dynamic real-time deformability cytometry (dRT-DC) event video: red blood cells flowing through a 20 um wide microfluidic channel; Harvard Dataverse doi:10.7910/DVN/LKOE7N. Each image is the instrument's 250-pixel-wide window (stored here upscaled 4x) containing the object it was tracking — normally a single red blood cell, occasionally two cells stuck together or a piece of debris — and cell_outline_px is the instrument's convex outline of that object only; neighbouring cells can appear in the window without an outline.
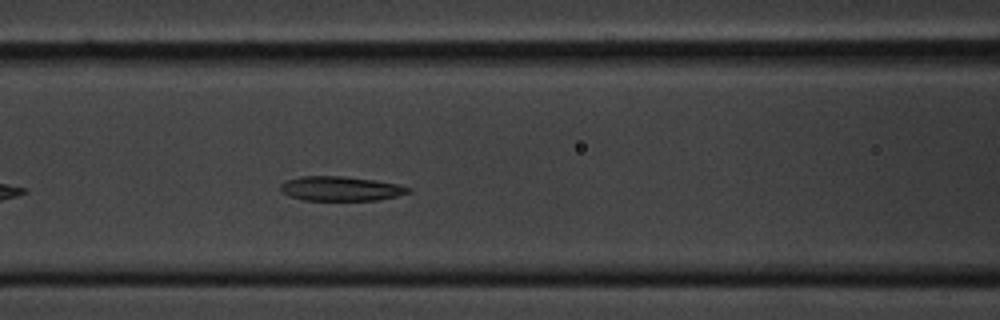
{"species": "common noctule bat (a hibernating species)", "species_latin": "Nyctalus noctula", "temperature_condition": "cold", "stored_images_in_passage": 35, "camera_frame_rate_fps": 3000, "um_per_image_px": 0.085, "animal": {"sex": "male", "body_mass_g": 20.1, "forearm_length_mm": 53.5}, "frame": {"image": 1, "passage_image": 12, "time_ms": 3.667, "image_size_px": [1000, 320], "cell_outline_px": [[412, 188], [408, 192], [396, 196], [380, 200], [304, 200], [288, 196], [280, 192], [280, 184], [284, 180], [300, 176], [344, 176], [400, 184]], "centroid_in_image_um": [28.9, 16.03], "position_along_channel_um": 137.7, "area_um2": 18.38}}
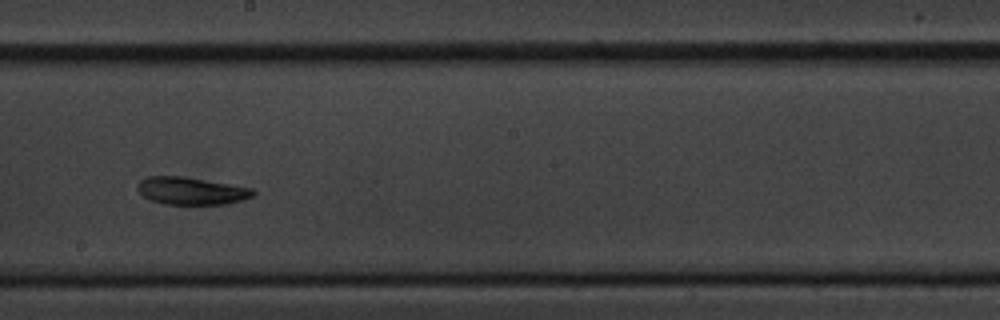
{"frame": {"image": 2, "passage_image": 20, "time_ms": 6.333, "image_size_px": [1000, 320], "cell_outline_px": [[256, 192], [252, 196], [244, 200], [228, 204], [164, 204], [152, 200], [144, 196], [136, 188], [136, 184], [140, 180], [148, 176], [180, 176], [232, 184], [252, 188]], "centroid_in_image_um": [16.27, 16.22], "position_along_channel_um": 231.9, "area_um2": 18.55}}
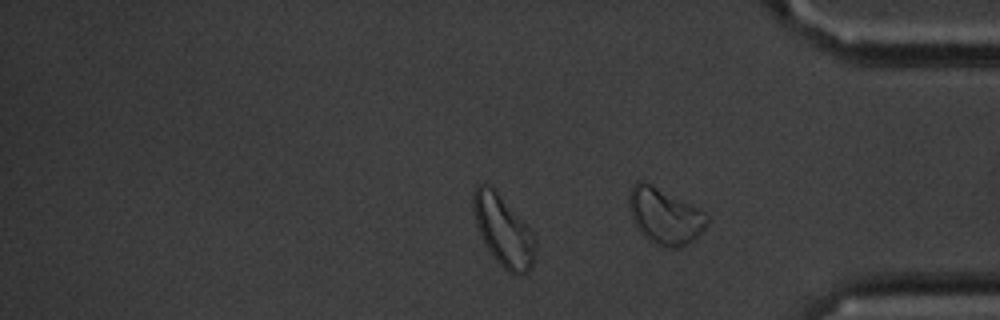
{"frame": {"image": 3, "passage_image": 33, "time_ms": 10.667, "image_size_px": [1000, 320], "cell_outline_px": [[536, 244], [532, 268], [528, 272], [520, 276], [516, 276], [508, 272], [496, 260], [484, 244], [476, 224], [472, 212], [472, 192], [480, 184], [488, 184], [496, 188], [536, 236]], "centroid_in_image_um": [42.78, 19.6], "position_along_channel_um": 392.4, "area_um2": 26.07}, "authors_computed_cell_mechanics": {"area_um2": 19.0162, "velocity_mm_per_s": 3.5452, "shape_relaxation_time_tau1_ms": 6.7432, "shape_relaxation_time_tau2_ms": 10.6068, "deformation_change_tau1": 0.1231, "deformation_change_tau2": 0.184}}